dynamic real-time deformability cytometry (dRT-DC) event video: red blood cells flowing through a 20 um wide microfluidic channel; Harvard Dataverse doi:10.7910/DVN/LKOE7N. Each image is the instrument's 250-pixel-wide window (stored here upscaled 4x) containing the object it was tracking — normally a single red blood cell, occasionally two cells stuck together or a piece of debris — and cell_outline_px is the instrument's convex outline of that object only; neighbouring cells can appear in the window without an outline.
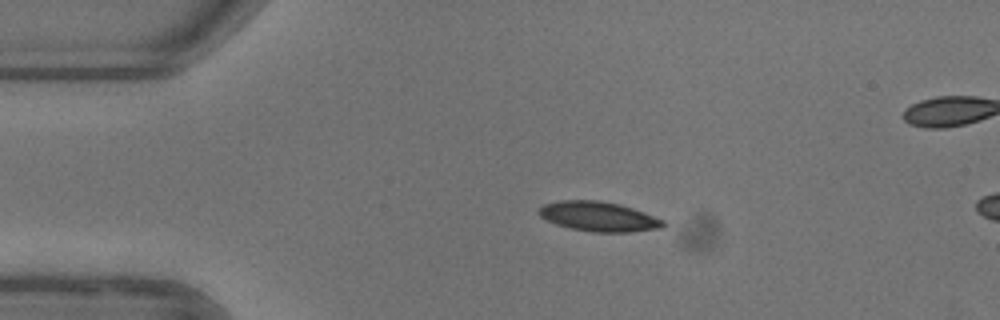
{"species": "common noctule bat (a hibernating species)", "species_latin": "Nyctalus noctula", "temperature_condition": "warm", "stored_images_in_passage": 6, "camera_frame_rate_fps": 3000, "um_per_image_px": 0.085, "animal": {"sex": "female"}, "frame": {"image": 1, "passage_image": 1, "time_ms": 0.0, "image_size_px": [1000, 320], "cell_outline_px": [[664, 224], [660, 228], [628, 232], [592, 232], [572, 228], [556, 224], [540, 216], [536, 212], [544, 204], [560, 200], [600, 200], [620, 204], [644, 212], [664, 220]], "centroid_in_image_um": [50.86, 18.39], "position_along_channel_um": 34.1, "area_um2": 21.39}}